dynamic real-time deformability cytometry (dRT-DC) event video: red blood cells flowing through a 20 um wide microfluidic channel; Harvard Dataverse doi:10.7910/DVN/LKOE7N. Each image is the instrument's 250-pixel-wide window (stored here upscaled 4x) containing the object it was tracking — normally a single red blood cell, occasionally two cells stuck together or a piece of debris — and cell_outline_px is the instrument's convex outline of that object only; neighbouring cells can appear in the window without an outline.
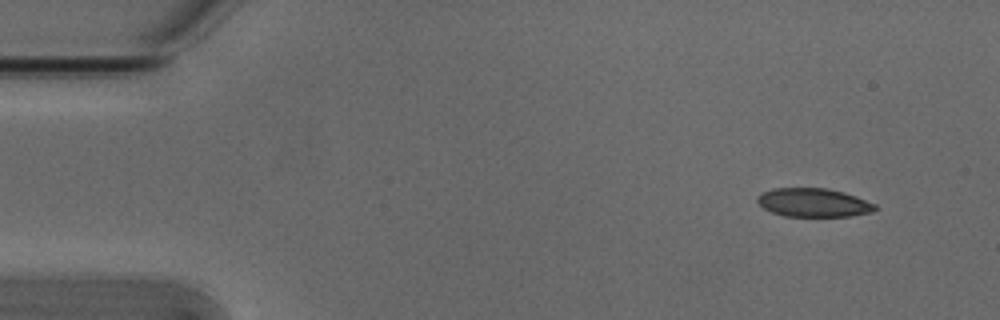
{"species": "Egyptian fruit bat (a non-hibernating species)", "species_latin": "Rousettus aegyptiacus", "temperature_condition": "cold", "stored_images_in_passage": 49, "camera_frame_rate_fps": 3000, "um_per_image_px": 0.085, "animal": {"sex": "male"}, "frame": {"image": 1, "passage_image": 1, "time_ms": 0.0, "image_size_px": [1000, 320], "cell_outline_px": [[876, 208], [872, 212], [848, 216], [784, 216], [772, 212], [764, 208], [756, 200], [760, 192], [772, 188], [828, 188], [844, 192], [876, 204]], "centroid_in_image_um": [69.12, 17.21], "position_along_channel_um": 15.9, "area_um2": 19.59}}
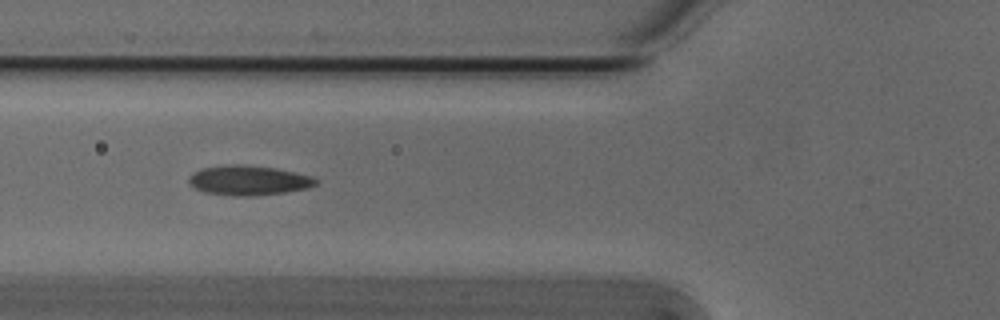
{"frame": {"image": 2, "passage_image": 16, "time_ms": 5.0, "image_size_px": [1000, 320], "cell_outline_px": [[316, 184], [308, 188], [284, 192], [252, 196], [232, 196], [204, 192], [188, 184], [188, 176], [200, 168], [228, 164], [244, 164], [276, 168], [312, 176], [316, 180]], "centroid_in_image_um": [21.07, 15.32], "position_along_channel_um": 104.7, "area_um2": 22.14}}
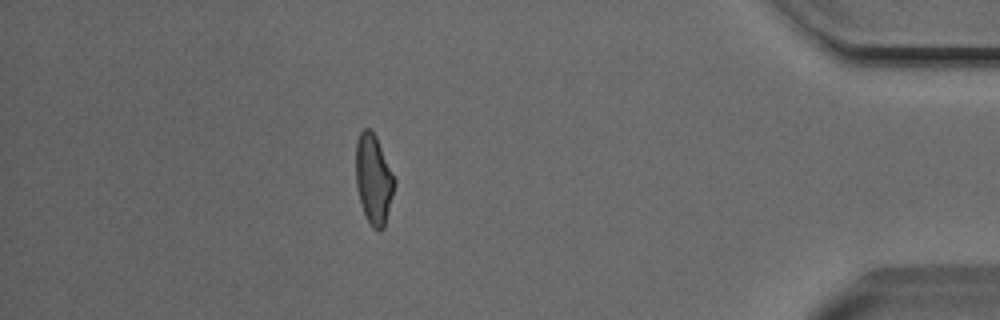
{"frame": {"image": 3, "passage_image": 43, "time_ms": 14.0, "image_size_px": [1000, 320], "cell_outline_px": [[396, 180], [384, 228], [380, 232], [372, 228], [364, 212], [360, 200], [356, 184], [356, 140], [360, 132], [364, 128], [372, 128], [376, 136]], "centroid_in_image_um": [31.75, 15.21], "position_along_channel_um": 403.4, "area_um2": 20.11}, "authors_computed_cell_mechanics": {"area_um2": 20.7502, "velocity_mm_per_s": 3.8563, "shape_relaxation_time_tau1_ms": 5.1709, "shape_relaxation_time_tau2_ms": 1.5414, "deformation_change_tau1": 0.1536, "deformation_change_tau2": 0.074}}